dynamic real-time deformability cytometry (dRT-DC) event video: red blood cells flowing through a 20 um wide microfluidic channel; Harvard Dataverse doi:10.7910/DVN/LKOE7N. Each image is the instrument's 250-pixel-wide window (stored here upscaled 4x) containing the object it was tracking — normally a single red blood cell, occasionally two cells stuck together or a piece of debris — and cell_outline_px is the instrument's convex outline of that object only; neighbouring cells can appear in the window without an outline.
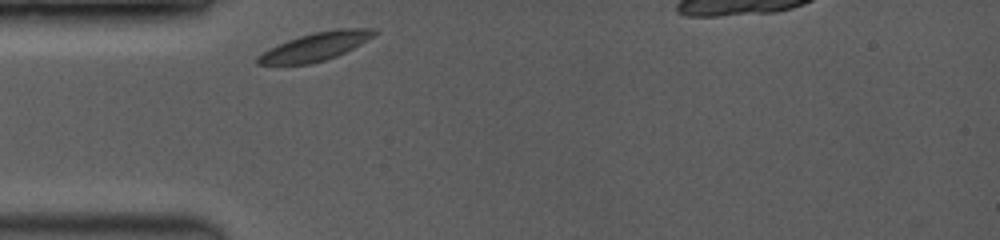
{"species": "common noctule bat (a hibernating species)", "species_latin": "Nyctalus noctula", "temperature_condition": "room temperature", "stored_images_in_passage": 1, "camera_frame_rate_fps": 3500, "um_per_image_px": 0.085, "animal": {"sex": "female", "body_mass_g": 19.0, "forearm_length_mm": 53.3}, "frame": {"image": 1, "passage_image": 1, "time_ms": 0.0, "image_size_px": [1000, 240], "cell_outline_px": [[380, 32], [368, 40], [336, 56], [324, 60], [308, 64], [256, 64], [256, 56], [268, 48], [288, 40], [312, 32], [340, 28], [380, 28]], "centroid_in_image_um": [26.85, 3.93], "position_along_channel_um": 58.2, "area_um2": 19.19}}